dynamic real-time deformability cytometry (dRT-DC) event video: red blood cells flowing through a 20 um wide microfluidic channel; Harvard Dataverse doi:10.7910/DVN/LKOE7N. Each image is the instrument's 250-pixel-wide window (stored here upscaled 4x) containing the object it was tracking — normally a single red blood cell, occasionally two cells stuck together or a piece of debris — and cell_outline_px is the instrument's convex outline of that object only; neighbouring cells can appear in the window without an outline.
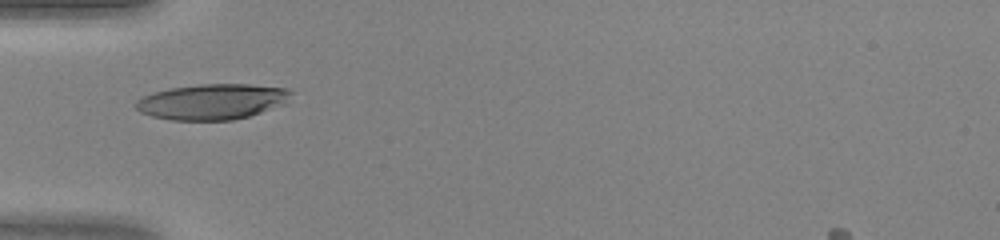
{"species": "human", "species_latin": "Homo sapiens", "temperature_condition": "warm", "stored_images_in_passage": 32, "camera_frame_rate_fps": 3000, "um_per_image_px": 0.085, "donor": {"sex": "female"}, "frame": {"image": 1, "passage_image": 1, "time_ms": 0.0, "image_size_px": [1000, 240], "cell_outline_px": [[292, 92], [288, 104], [248, 116], [232, 120], [172, 120], [152, 116], [140, 112], [136, 108], [136, 100], [140, 96], [152, 92], [172, 88], [200, 84], [248, 84], [288, 88]], "centroid_in_image_um": [18.06, 8.64], "position_along_channel_um": 66.9, "area_um2": 32.43}}
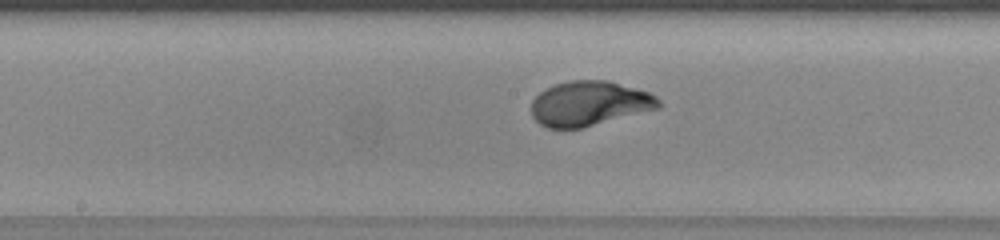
{"frame": {"image": 2, "passage_image": 10, "time_ms": 3.0, "image_size_px": [1000, 240], "cell_outline_px": [[664, 104], [660, 108], [580, 128], [548, 128], [540, 124], [532, 116], [532, 100], [540, 92], [556, 84], [568, 80], [608, 80], [648, 92], [656, 96]], "centroid_in_image_um": [50.12, 8.79], "position_along_channel_um": 198.1, "area_um2": 33.06}}
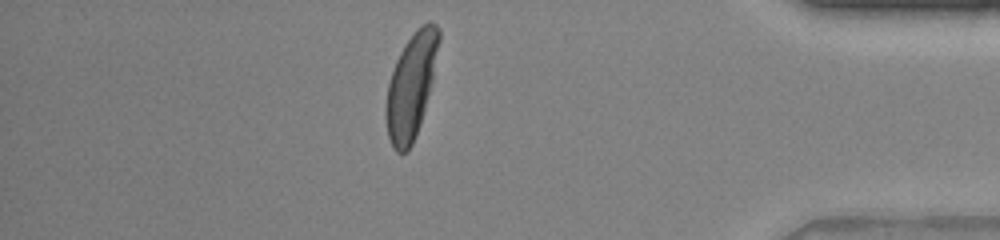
{"frame": {"image": 3, "passage_image": 26, "time_ms": 8.333, "image_size_px": [1000, 240], "cell_outline_px": [[440, 40], [432, 80], [420, 124], [412, 144], [408, 152], [396, 152], [392, 148], [388, 136], [384, 116], [384, 108], [388, 84], [396, 60], [400, 52], [416, 28], [428, 20], [432, 20], [440, 28]], "centroid_in_image_um": [34.93, 7.29], "position_along_channel_um": 400.3, "area_um2": 32.37}}